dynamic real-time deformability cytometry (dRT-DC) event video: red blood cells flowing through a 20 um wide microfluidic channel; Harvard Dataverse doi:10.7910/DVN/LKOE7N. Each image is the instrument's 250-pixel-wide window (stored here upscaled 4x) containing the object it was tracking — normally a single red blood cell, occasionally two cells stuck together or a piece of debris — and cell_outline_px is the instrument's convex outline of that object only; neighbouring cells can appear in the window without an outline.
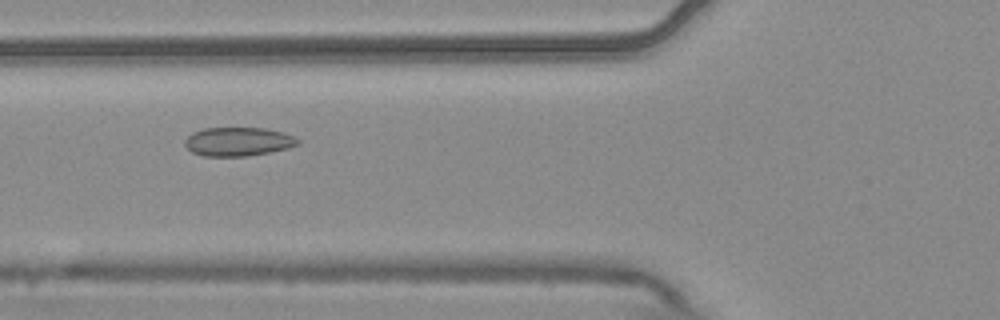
{"species": "common noctule bat (a hibernating species)", "species_latin": "Nyctalus noctula", "temperature_condition": "warm", "stored_images_in_passage": 9, "camera_frame_rate_fps": 3000, "um_per_image_px": 0.085, "animal": {"sex": "male", "body_mass_g": 20.4}, "frame": {"image": 1, "passage_image": 6, "time_ms": 1.667, "image_size_px": [1000, 320], "cell_outline_px": [[300, 144], [288, 148], [248, 156], [204, 156], [192, 152], [184, 144], [184, 140], [192, 132], [204, 128], [264, 128], [284, 132], [300, 140]], "centroid_in_image_um": [20.24, 12.03], "position_along_channel_um": 105.6, "area_um2": 18.96}}
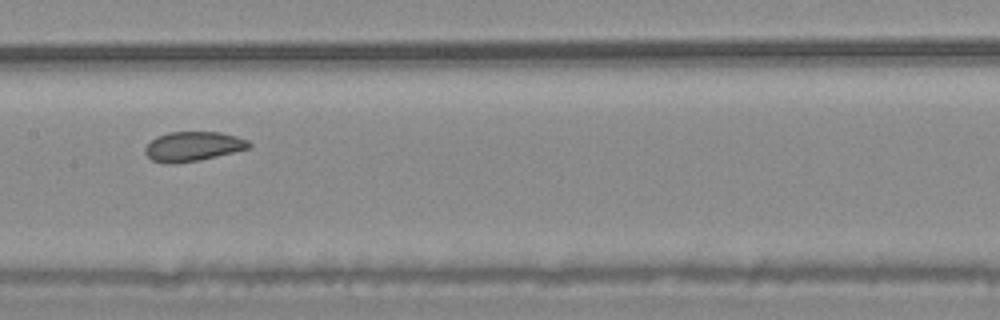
{"frame": {"image": 2, "passage_image": 8, "time_ms": 2.333, "image_size_px": [1000, 320], "cell_outline_px": [[252, 148], [200, 160], [172, 164], [168, 164], [152, 160], [144, 152], [144, 148], [156, 136], [168, 132], [220, 132], [236, 136], [248, 140], [252, 144]], "centroid_in_image_um": [16.43, 12.44], "position_along_channel_um": 191.0, "area_um2": 18.03}}
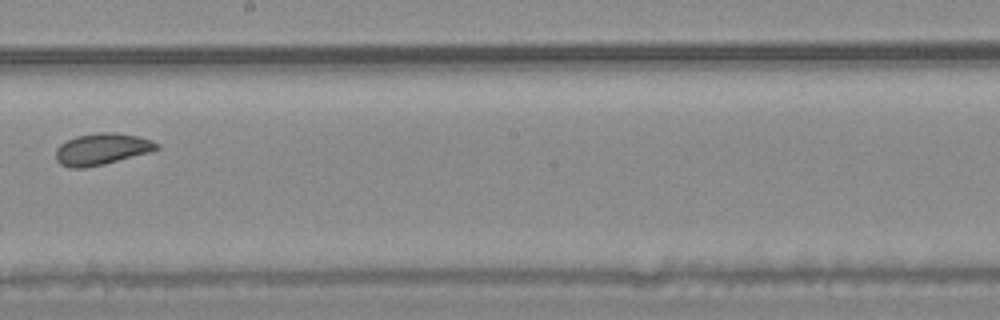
{"frame": {"image": 3, "passage_image": 9, "time_ms": 2.667, "image_size_px": [1000, 320], "cell_outline_px": [[160, 148], [152, 152], [104, 164], [84, 168], [72, 168], [60, 164], [56, 160], [56, 148], [60, 144], [76, 136], [100, 132], [116, 132], [140, 136], [152, 140], [160, 144]], "centroid_in_image_um": [8.7, 12.67], "position_along_channel_um": 239.5, "area_um2": 18.79}}